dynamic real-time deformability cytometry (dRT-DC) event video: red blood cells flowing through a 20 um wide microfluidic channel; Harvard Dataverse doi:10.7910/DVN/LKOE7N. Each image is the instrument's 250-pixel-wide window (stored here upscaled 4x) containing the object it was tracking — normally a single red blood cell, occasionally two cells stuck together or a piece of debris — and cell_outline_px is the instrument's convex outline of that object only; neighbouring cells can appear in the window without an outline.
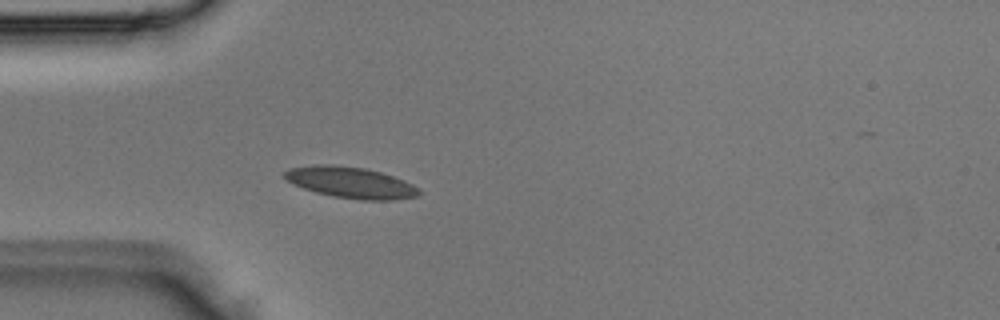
{"species": "Egyptian fruit bat (a non-hibernating species)", "species_latin": "Rousettus aegyptiacus", "temperature_condition": "room temperature", "stored_images_in_passage": 3, "camera_frame_rate_fps": 3000, "um_per_image_px": 0.085, "animal": {"sex": "male"}, "frame": {"image": 1, "passage_image": 3, "time_ms": 0.667, "image_size_px": [1000, 320], "cell_outline_px": [[420, 196], [392, 200], [360, 200], [332, 196], [316, 192], [304, 188], [288, 180], [284, 176], [284, 172], [288, 168], [312, 164], [332, 164], [364, 168], [380, 172], [404, 180], [420, 188]], "centroid_in_image_um": [29.83, 15.51], "position_along_channel_um": 55.2, "area_um2": 24.45}}